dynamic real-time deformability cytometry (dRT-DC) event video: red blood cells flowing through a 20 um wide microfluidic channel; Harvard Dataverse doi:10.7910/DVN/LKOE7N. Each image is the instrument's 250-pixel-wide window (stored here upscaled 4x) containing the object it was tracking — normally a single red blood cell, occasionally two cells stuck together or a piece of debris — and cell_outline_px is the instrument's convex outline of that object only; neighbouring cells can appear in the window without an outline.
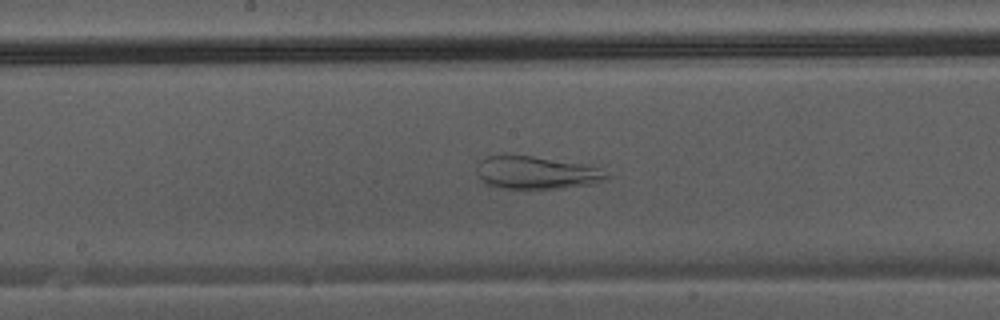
{"species": "Egyptian fruit bat (a non-hibernating species)", "species_latin": "Rousettus aegyptiacus", "temperature_condition": "warm", "stored_images_in_passage": 37, "camera_frame_rate_fps": 3000, "um_per_image_px": 0.085, "animal": {"sex": "male"}, "frame": {"image": 1, "passage_image": 16, "time_ms": 5.0, "image_size_px": [1000, 320], "cell_outline_px": [[612, 176], [608, 180], [592, 184], [560, 188], [504, 188], [488, 184], [480, 180], [476, 172], [476, 164], [484, 156], [532, 156], [580, 164], [596, 168]], "centroid_in_image_um": [45.56, 14.68], "position_along_channel_um": 202.6, "area_um2": 24.45}}
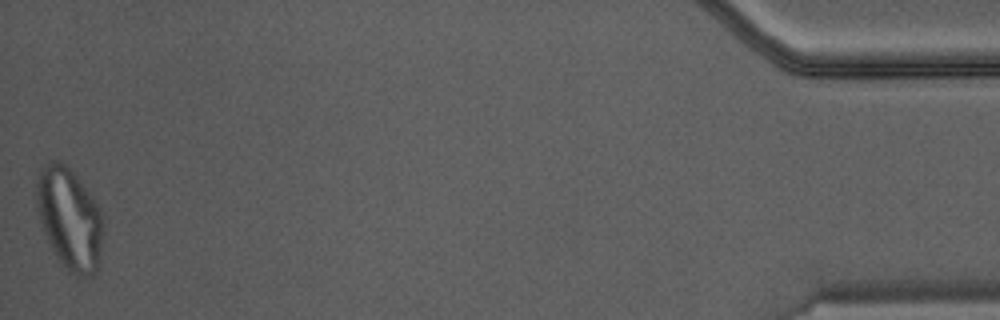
{"frame": {"image": 2, "passage_image": 37, "time_ms": 12.0, "image_size_px": [1000, 320], "cell_outline_px": [[104, 220], [100, 248], [96, 272], [92, 276], [76, 276], [68, 272], [60, 264], [52, 248], [40, 220], [36, 204], [36, 184], [40, 172], [52, 160], [60, 160], [76, 176], [96, 200], [100, 208]], "centroid_in_image_um": [5.93, 18.61], "position_along_channel_um": 429.3, "area_um2": 39.19}}